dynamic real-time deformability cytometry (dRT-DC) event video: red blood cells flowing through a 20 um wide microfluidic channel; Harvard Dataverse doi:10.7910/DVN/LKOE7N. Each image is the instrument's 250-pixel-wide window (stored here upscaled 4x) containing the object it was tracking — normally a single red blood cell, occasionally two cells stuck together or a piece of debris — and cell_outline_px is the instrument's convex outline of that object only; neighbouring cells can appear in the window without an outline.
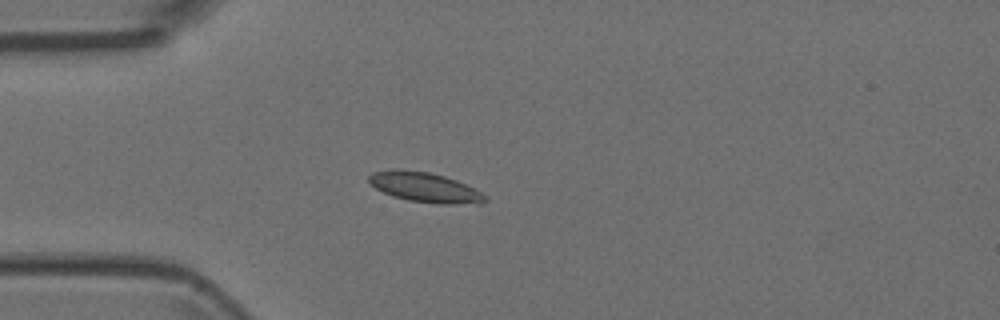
{"species": "Egyptian fruit bat (a non-hibernating species)", "species_latin": "Rousettus aegyptiacus", "temperature_condition": "room temperature", "stored_images_in_passage": 3, "camera_frame_rate_fps": 3000, "um_per_image_px": 0.085, "animal": {"sex": "female"}, "frame": {"image": 1, "passage_image": 3, "time_ms": 0.667, "image_size_px": [1000, 320], "cell_outline_px": [[488, 200], [484, 204], [440, 204], [408, 200], [392, 196], [376, 188], [368, 180], [368, 176], [372, 172], [428, 172], [444, 176], [456, 180], [476, 188], [488, 196]], "centroid_in_image_um": [36.27, 15.98], "position_along_channel_um": 48.7, "area_um2": 19.71}}